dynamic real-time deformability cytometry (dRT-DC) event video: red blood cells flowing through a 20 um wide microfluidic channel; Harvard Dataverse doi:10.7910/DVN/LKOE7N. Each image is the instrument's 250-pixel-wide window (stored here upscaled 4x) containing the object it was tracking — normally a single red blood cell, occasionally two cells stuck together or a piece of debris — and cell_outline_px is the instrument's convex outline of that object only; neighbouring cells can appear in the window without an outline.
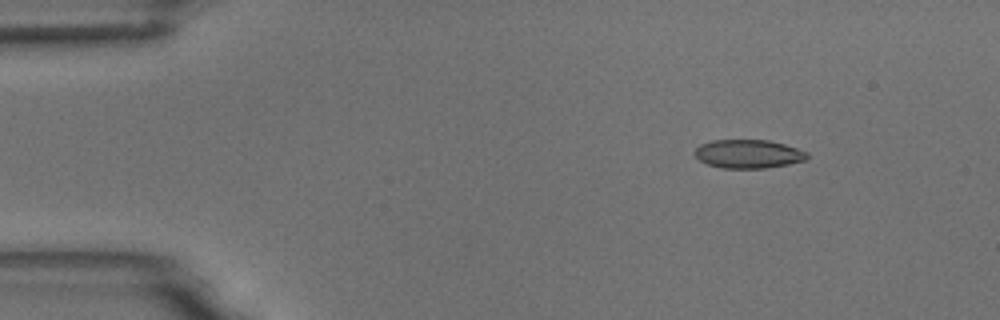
{"species": "common noctule bat (a hibernating species)", "species_latin": "Nyctalus noctula", "temperature_condition": "room temperature", "stored_images_in_passage": 4, "camera_frame_rate_fps": 3000, "um_per_image_px": 0.085, "animal": {"sex": "male", "body_mass_g": 18.8}, "frame": {"image": 1, "passage_image": 2, "time_ms": 1.333, "image_size_px": [1000, 320], "cell_outline_px": [[808, 160], [788, 164], [764, 168], [724, 168], [708, 164], [700, 160], [696, 156], [696, 148], [700, 144], [712, 140], [768, 140], [784, 144], [808, 152]], "centroid_in_image_um": [63.64, 13.08], "position_along_channel_um": 21.4, "area_um2": 18.61}}
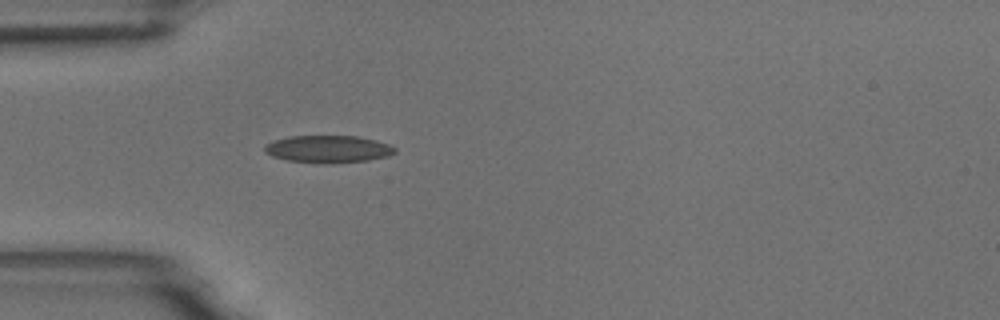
{"frame": {"image": 2, "passage_image": 4, "time_ms": 4.333, "image_size_px": [1000, 320], "cell_outline_px": [[396, 152], [388, 156], [368, 160], [332, 164], [324, 164], [288, 160], [272, 156], [264, 152], [264, 144], [288, 136], [356, 136], [376, 140], [388, 144], [396, 148]], "centroid_in_image_um": [27.89, 12.68], "position_along_channel_um": 57.1, "area_um2": 20.87}}